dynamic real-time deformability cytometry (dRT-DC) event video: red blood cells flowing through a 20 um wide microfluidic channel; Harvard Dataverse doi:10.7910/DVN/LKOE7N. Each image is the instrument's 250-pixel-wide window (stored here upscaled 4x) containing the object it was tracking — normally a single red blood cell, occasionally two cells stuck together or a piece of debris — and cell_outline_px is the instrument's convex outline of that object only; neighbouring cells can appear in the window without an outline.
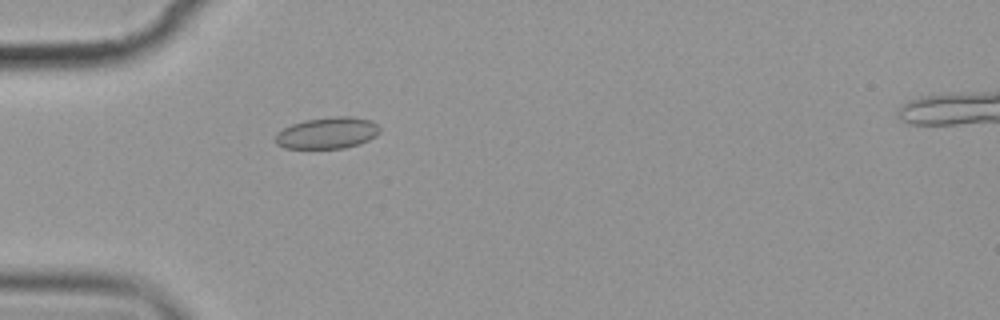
{"species": "common noctule bat (a hibernating species)", "species_latin": "Nyctalus noctula", "temperature_condition": "cold", "stored_images_in_passage": 5, "camera_frame_rate_fps": 3000, "um_per_image_px": 0.085, "animal": {"sex": "female", "body_mass_g": 19.9}, "frame": {"image": 1, "passage_image": 5, "time_ms": 5.333, "image_size_px": [1000, 320], "cell_outline_px": [[380, 132], [376, 136], [360, 144], [344, 148], [284, 148], [276, 144], [272, 140], [276, 132], [292, 124], [304, 120], [332, 116], [352, 116], [372, 120], [380, 128]], "centroid_in_image_um": [27.8, 11.3], "position_along_channel_um": 57.2, "area_um2": 19.48}}